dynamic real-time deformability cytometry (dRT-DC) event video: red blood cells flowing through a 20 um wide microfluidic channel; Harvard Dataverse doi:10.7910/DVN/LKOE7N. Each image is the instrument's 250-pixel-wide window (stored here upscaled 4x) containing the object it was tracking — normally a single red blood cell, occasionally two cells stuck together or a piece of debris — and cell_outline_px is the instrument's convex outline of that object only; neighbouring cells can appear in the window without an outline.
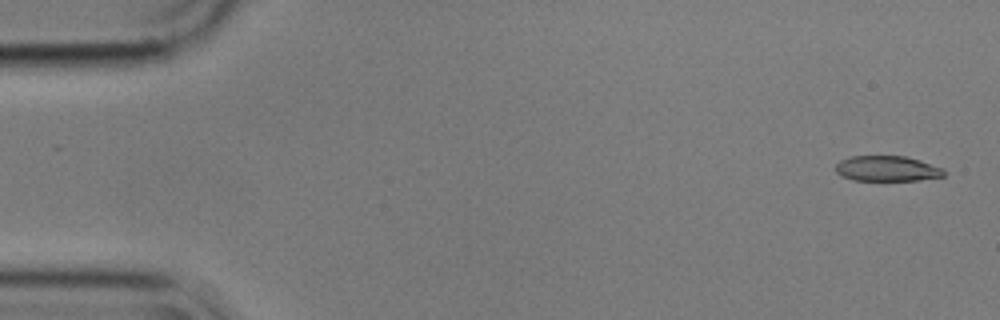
{"species": "common noctule bat (a hibernating species)", "species_latin": "Nyctalus noctula", "temperature_condition": "cold", "stored_images_in_passage": 5, "camera_frame_rate_fps": 3000, "um_per_image_px": 0.085, "animal": {"sex": "male", "body_mass_g": 17.9}, "frame": {"image": 1, "passage_image": 1, "time_ms": 0.0, "image_size_px": [1000, 320], "cell_outline_px": [[944, 176], [916, 180], [852, 180], [840, 176], [836, 172], [836, 164], [840, 160], [852, 156], [904, 156], [920, 160], [944, 168]], "centroid_in_image_um": [75.38, 14.33], "position_along_channel_um": 9.6, "area_um2": 16.01}}
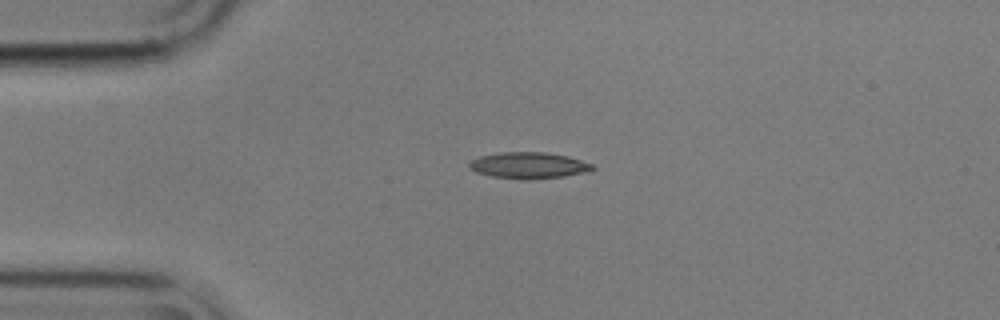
{"frame": {"image": 2, "passage_image": 4, "time_ms": 1.0, "image_size_px": [1000, 320], "cell_outline_px": [[596, 168], [592, 172], [564, 176], [528, 180], [524, 180], [492, 176], [476, 172], [468, 168], [468, 164], [472, 160], [480, 156], [500, 152], [544, 152], [568, 156], [592, 164]], "centroid_in_image_um": [44.96, 14.06], "position_along_channel_um": 40.0, "area_um2": 19.07}}